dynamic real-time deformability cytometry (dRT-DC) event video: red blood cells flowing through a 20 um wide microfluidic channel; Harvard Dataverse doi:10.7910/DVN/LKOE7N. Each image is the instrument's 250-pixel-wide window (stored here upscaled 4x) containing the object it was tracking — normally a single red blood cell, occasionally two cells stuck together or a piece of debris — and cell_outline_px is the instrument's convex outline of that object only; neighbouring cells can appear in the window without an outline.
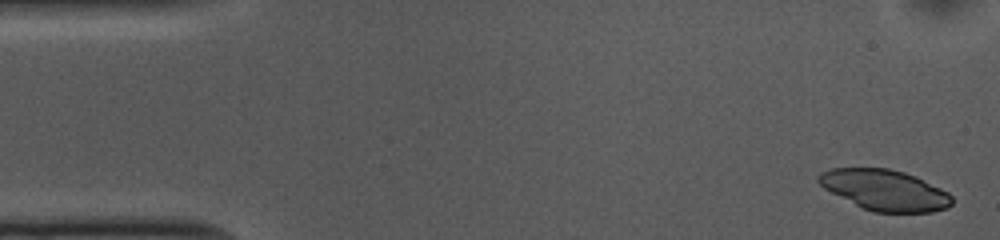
{"species": "common noctule bat (a hibernating species)", "species_latin": "Nyctalus noctula", "temperature_condition": "cold", "stored_images_in_passage": 31, "camera_frame_rate_fps": 3000, "um_per_image_px": 0.085, "animal": {"sex": "female", "body_mass_g": 10.0, "forearm_length_mm": 53.1}, "frame": {"image": 1, "passage_image": 2, "time_ms": 0.333, "image_size_px": [1000, 240], "cell_outline_px": [[952, 204], [948, 208], [932, 212], [872, 212], [860, 208], [824, 188], [816, 180], [816, 176], [820, 172], [832, 168], [888, 168], [904, 172], [916, 176], [948, 192], [952, 196]], "centroid_in_image_um": [75.19, 16.16], "position_along_channel_um": 9.8, "area_um2": 31.85}}
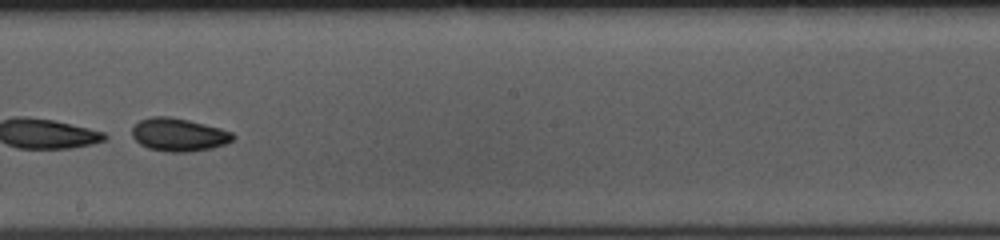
{"frame": {"image": 2, "passage_image": 29, "time_ms": 9.333, "image_size_px": [1000, 240], "cell_outline_px": [[236, 136], [232, 140], [224, 144], [212, 148], [188, 152], [168, 152], [148, 148], [140, 144], [132, 136], [132, 124], [140, 120], [152, 116], [168, 116], [188, 120], [220, 128], [232, 132]], "centroid_in_image_um": [15.16, 11.44], "position_along_channel_um": 233.0, "area_um2": 19.48}}